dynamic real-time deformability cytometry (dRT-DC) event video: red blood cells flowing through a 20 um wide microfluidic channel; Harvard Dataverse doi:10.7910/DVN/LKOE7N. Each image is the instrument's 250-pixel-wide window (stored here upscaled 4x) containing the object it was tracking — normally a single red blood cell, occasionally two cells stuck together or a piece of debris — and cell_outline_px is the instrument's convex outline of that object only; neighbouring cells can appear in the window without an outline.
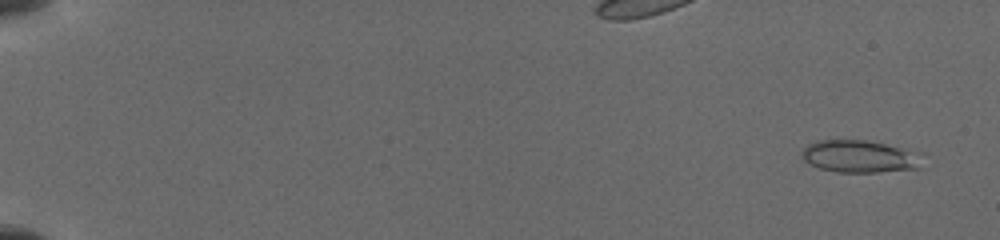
{"species": "common noctule bat (a hibernating species)", "species_latin": "Nyctalus noctula", "temperature_condition": "cold", "stored_images_in_passage": 65, "camera_frame_rate_fps": 3000, "um_per_image_px": 0.085, "animal": {"sex": "female", "body_mass_g": 19.5, "forearm_length_mm": 54.1}, "frame": {"image": 1, "passage_image": 3, "time_ms": 0.667, "image_size_px": [1000, 240], "cell_outline_px": [[924, 152], [920, 168], [876, 172], [836, 172], [820, 168], [808, 164], [804, 160], [800, 152], [808, 144], [816, 140], [868, 140]], "centroid_in_image_um": [73.11, 13.29], "position_along_channel_um": 11.9, "area_um2": 23.18}}
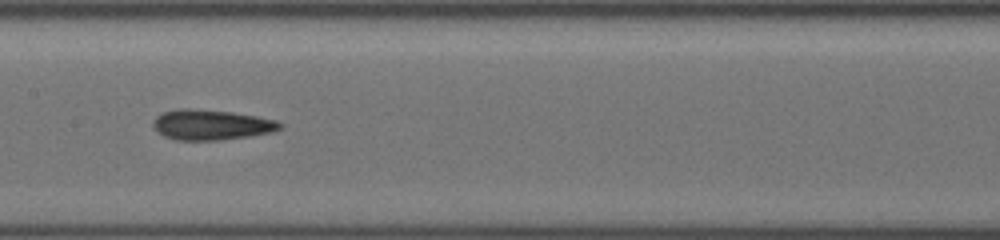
{"frame": {"image": 2, "passage_image": 37, "time_ms": 9.667, "image_size_px": [1000, 240], "cell_outline_px": [[284, 124], [280, 128], [272, 132], [248, 136], [220, 140], [176, 140], [164, 136], [156, 132], [152, 124], [152, 120], [156, 116], [164, 112], [180, 108], [192, 108], [232, 112], [256, 116], [276, 120]], "centroid_in_image_um": [17.92, 10.6], "position_along_channel_um": 189.5, "area_um2": 22.48}}
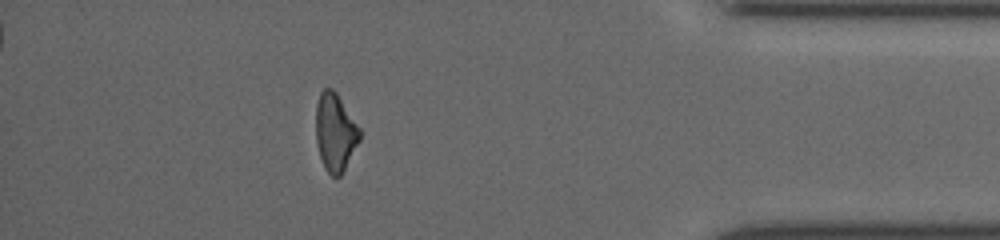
{"frame": {"image": 3, "passage_image": 58, "time_ms": 16.0, "image_size_px": [1000, 240], "cell_outline_px": [[360, 140], [340, 176], [332, 176], [324, 168], [320, 156], [316, 140], [316, 104], [320, 92], [324, 88], [332, 88], [336, 92], [360, 128]], "centroid_in_image_um": [28.48, 11.22], "position_along_channel_um": 406.7, "area_um2": 19.71}}